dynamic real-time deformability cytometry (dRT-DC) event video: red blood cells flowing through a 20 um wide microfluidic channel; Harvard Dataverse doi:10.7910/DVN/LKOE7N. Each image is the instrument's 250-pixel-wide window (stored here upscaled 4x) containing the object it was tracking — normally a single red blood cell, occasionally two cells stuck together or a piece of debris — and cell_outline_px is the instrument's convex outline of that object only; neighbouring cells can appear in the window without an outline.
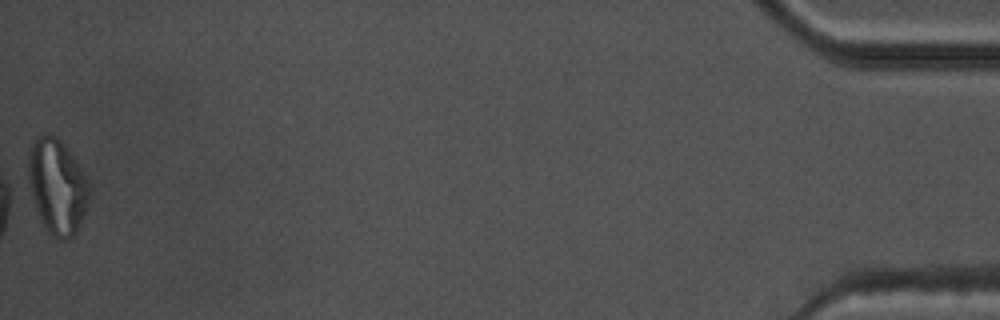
{"species": "common noctule bat (a hibernating species)", "species_latin": "Nyctalus noctula", "temperature_condition": "warm", "stored_images_in_passage": 38, "camera_frame_rate_fps": 3000, "um_per_image_px": 0.085, "animal": {"sex": "male", "body_mass_g": 17.5, "forearm_length_mm": 52.3}, "frame": {"image": 1, "passage_image": 38, "time_ms": 12.333, "image_size_px": [1000, 320], "cell_outline_px": [[88, 200], [80, 224], [76, 232], [68, 240], [60, 240], [52, 236], [44, 228], [36, 212], [24, 184], [28, 148], [32, 140], [36, 136], [44, 132], [48, 132], [56, 136], [68, 148], [76, 160], [88, 184]], "centroid_in_image_um": [4.73, 15.8], "position_along_channel_um": 430.5, "area_um2": 35.03}, "authors_computed_cell_mechanics": {"area_um2": 20.0566, "velocity_mm_per_s": 3.7898, "shape_relaxation_time_tau1_ms": null, "shape_relaxation_time_tau2_ms": 3.1743, "deformation_change_tau1": null, "deformation_change_tau2": 0.1222}}